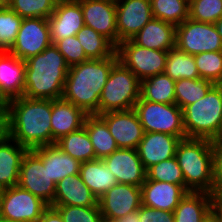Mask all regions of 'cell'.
Instances as JSON below:
<instances>
[{"instance_id": "1", "label": "cell", "mask_w": 222, "mask_h": 222, "mask_svg": "<svg viewBox=\"0 0 222 222\" xmlns=\"http://www.w3.org/2000/svg\"><path fill=\"white\" fill-rule=\"evenodd\" d=\"M9 136L28 150L52 145V99L19 97L7 103Z\"/></svg>"}, {"instance_id": "2", "label": "cell", "mask_w": 222, "mask_h": 222, "mask_svg": "<svg viewBox=\"0 0 222 222\" xmlns=\"http://www.w3.org/2000/svg\"><path fill=\"white\" fill-rule=\"evenodd\" d=\"M119 61L117 52L105 59H88L70 67L62 98L88 115H99L102 89L112 67Z\"/></svg>"}, {"instance_id": "3", "label": "cell", "mask_w": 222, "mask_h": 222, "mask_svg": "<svg viewBox=\"0 0 222 222\" xmlns=\"http://www.w3.org/2000/svg\"><path fill=\"white\" fill-rule=\"evenodd\" d=\"M25 62L24 97L52 100L62 98L70 67L54 44Z\"/></svg>"}, {"instance_id": "4", "label": "cell", "mask_w": 222, "mask_h": 222, "mask_svg": "<svg viewBox=\"0 0 222 222\" xmlns=\"http://www.w3.org/2000/svg\"><path fill=\"white\" fill-rule=\"evenodd\" d=\"M175 157L185 179V191L213 195L212 140L184 138L177 146Z\"/></svg>"}, {"instance_id": "5", "label": "cell", "mask_w": 222, "mask_h": 222, "mask_svg": "<svg viewBox=\"0 0 222 222\" xmlns=\"http://www.w3.org/2000/svg\"><path fill=\"white\" fill-rule=\"evenodd\" d=\"M182 111L186 138L216 139L222 130V84H214Z\"/></svg>"}, {"instance_id": "6", "label": "cell", "mask_w": 222, "mask_h": 222, "mask_svg": "<svg viewBox=\"0 0 222 222\" xmlns=\"http://www.w3.org/2000/svg\"><path fill=\"white\" fill-rule=\"evenodd\" d=\"M141 80L118 61L102 89L99 114L130 110L140 98Z\"/></svg>"}, {"instance_id": "7", "label": "cell", "mask_w": 222, "mask_h": 222, "mask_svg": "<svg viewBox=\"0 0 222 222\" xmlns=\"http://www.w3.org/2000/svg\"><path fill=\"white\" fill-rule=\"evenodd\" d=\"M144 132H162L186 138L183 111L175 103L163 104L138 100L134 105Z\"/></svg>"}, {"instance_id": "8", "label": "cell", "mask_w": 222, "mask_h": 222, "mask_svg": "<svg viewBox=\"0 0 222 222\" xmlns=\"http://www.w3.org/2000/svg\"><path fill=\"white\" fill-rule=\"evenodd\" d=\"M116 52L119 61L141 81L165 71L168 51L144 48L128 39L119 43Z\"/></svg>"}, {"instance_id": "9", "label": "cell", "mask_w": 222, "mask_h": 222, "mask_svg": "<svg viewBox=\"0 0 222 222\" xmlns=\"http://www.w3.org/2000/svg\"><path fill=\"white\" fill-rule=\"evenodd\" d=\"M175 47L190 55L222 51L221 36L214 24L190 18L176 26Z\"/></svg>"}, {"instance_id": "10", "label": "cell", "mask_w": 222, "mask_h": 222, "mask_svg": "<svg viewBox=\"0 0 222 222\" xmlns=\"http://www.w3.org/2000/svg\"><path fill=\"white\" fill-rule=\"evenodd\" d=\"M48 207L42 199L16 185L4 189L1 217L15 222H38Z\"/></svg>"}, {"instance_id": "11", "label": "cell", "mask_w": 222, "mask_h": 222, "mask_svg": "<svg viewBox=\"0 0 222 222\" xmlns=\"http://www.w3.org/2000/svg\"><path fill=\"white\" fill-rule=\"evenodd\" d=\"M17 185L49 206L53 203L56 184L50 178L47 167H44L42 160L32 150H28L23 157Z\"/></svg>"}, {"instance_id": "12", "label": "cell", "mask_w": 222, "mask_h": 222, "mask_svg": "<svg viewBox=\"0 0 222 222\" xmlns=\"http://www.w3.org/2000/svg\"><path fill=\"white\" fill-rule=\"evenodd\" d=\"M51 44L50 28L46 18H23L9 52L25 61L43 52Z\"/></svg>"}, {"instance_id": "13", "label": "cell", "mask_w": 222, "mask_h": 222, "mask_svg": "<svg viewBox=\"0 0 222 222\" xmlns=\"http://www.w3.org/2000/svg\"><path fill=\"white\" fill-rule=\"evenodd\" d=\"M118 45L134 37L152 18L151 0H117Z\"/></svg>"}, {"instance_id": "14", "label": "cell", "mask_w": 222, "mask_h": 222, "mask_svg": "<svg viewBox=\"0 0 222 222\" xmlns=\"http://www.w3.org/2000/svg\"><path fill=\"white\" fill-rule=\"evenodd\" d=\"M78 1L83 11L84 25L105 36L117 47L116 2L114 0Z\"/></svg>"}, {"instance_id": "15", "label": "cell", "mask_w": 222, "mask_h": 222, "mask_svg": "<svg viewBox=\"0 0 222 222\" xmlns=\"http://www.w3.org/2000/svg\"><path fill=\"white\" fill-rule=\"evenodd\" d=\"M98 205L102 216L117 220L141 207V187L117 183L98 199Z\"/></svg>"}, {"instance_id": "16", "label": "cell", "mask_w": 222, "mask_h": 222, "mask_svg": "<svg viewBox=\"0 0 222 222\" xmlns=\"http://www.w3.org/2000/svg\"><path fill=\"white\" fill-rule=\"evenodd\" d=\"M119 148L137 149L143 138V126L134 109L99 114Z\"/></svg>"}, {"instance_id": "17", "label": "cell", "mask_w": 222, "mask_h": 222, "mask_svg": "<svg viewBox=\"0 0 222 222\" xmlns=\"http://www.w3.org/2000/svg\"><path fill=\"white\" fill-rule=\"evenodd\" d=\"M102 160L114 174L118 183L141 187L146 180V169L139 158L137 149L118 148Z\"/></svg>"}, {"instance_id": "18", "label": "cell", "mask_w": 222, "mask_h": 222, "mask_svg": "<svg viewBox=\"0 0 222 222\" xmlns=\"http://www.w3.org/2000/svg\"><path fill=\"white\" fill-rule=\"evenodd\" d=\"M52 44L74 36L84 26L83 11L78 0L59 1L52 15L47 18Z\"/></svg>"}, {"instance_id": "19", "label": "cell", "mask_w": 222, "mask_h": 222, "mask_svg": "<svg viewBox=\"0 0 222 222\" xmlns=\"http://www.w3.org/2000/svg\"><path fill=\"white\" fill-rule=\"evenodd\" d=\"M182 139L162 132H144L138 144L139 158L147 170L154 164L175 157L177 146Z\"/></svg>"}, {"instance_id": "20", "label": "cell", "mask_w": 222, "mask_h": 222, "mask_svg": "<svg viewBox=\"0 0 222 222\" xmlns=\"http://www.w3.org/2000/svg\"><path fill=\"white\" fill-rule=\"evenodd\" d=\"M187 192L177 184L149 180L141 186L142 205L173 212Z\"/></svg>"}, {"instance_id": "21", "label": "cell", "mask_w": 222, "mask_h": 222, "mask_svg": "<svg viewBox=\"0 0 222 222\" xmlns=\"http://www.w3.org/2000/svg\"><path fill=\"white\" fill-rule=\"evenodd\" d=\"M26 62L9 51H0V91L9 102L24 94Z\"/></svg>"}, {"instance_id": "22", "label": "cell", "mask_w": 222, "mask_h": 222, "mask_svg": "<svg viewBox=\"0 0 222 222\" xmlns=\"http://www.w3.org/2000/svg\"><path fill=\"white\" fill-rule=\"evenodd\" d=\"M88 114L63 98L52 100V144L84 126Z\"/></svg>"}, {"instance_id": "23", "label": "cell", "mask_w": 222, "mask_h": 222, "mask_svg": "<svg viewBox=\"0 0 222 222\" xmlns=\"http://www.w3.org/2000/svg\"><path fill=\"white\" fill-rule=\"evenodd\" d=\"M50 206H99L98 198L82 181L80 174L69 175L56 183L55 196Z\"/></svg>"}, {"instance_id": "24", "label": "cell", "mask_w": 222, "mask_h": 222, "mask_svg": "<svg viewBox=\"0 0 222 222\" xmlns=\"http://www.w3.org/2000/svg\"><path fill=\"white\" fill-rule=\"evenodd\" d=\"M176 26L152 18L131 40L144 48L169 51L175 48Z\"/></svg>"}, {"instance_id": "25", "label": "cell", "mask_w": 222, "mask_h": 222, "mask_svg": "<svg viewBox=\"0 0 222 222\" xmlns=\"http://www.w3.org/2000/svg\"><path fill=\"white\" fill-rule=\"evenodd\" d=\"M47 167L50 178L56 183L69 175L79 174L80 164L57 145H45L32 150Z\"/></svg>"}, {"instance_id": "26", "label": "cell", "mask_w": 222, "mask_h": 222, "mask_svg": "<svg viewBox=\"0 0 222 222\" xmlns=\"http://www.w3.org/2000/svg\"><path fill=\"white\" fill-rule=\"evenodd\" d=\"M28 149L21 146L10 136L0 143V187L16 186L24 155Z\"/></svg>"}, {"instance_id": "27", "label": "cell", "mask_w": 222, "mask_h": 222, "mask_svg": "<svg viewBox=\"0 0 222 222\" xmlns=\"http://www.w3.org/2000/svg\"><path fill=\"white\" fill-rule=\"evenodd\" d=\"M215 197L206 192H188L173 211L174 222H203L213 211Z\"/></svg>"}, {"instance_id": "28", "label": "cell", "mask_w": 222, "mask_h": 222, "mask_svg": "<svg viewBox=\"0 0 222 222\" xmlns=\"http://www.w3.org/2000/svg\"><path fill=\"white\" fill-rule=\"evenodd\" d=\"M79 174L85 185L98 199L118 183L102 159L82 162Z\"/></svg>"}, {"instance_id": "29", "label": "cell", "mask_w": 222, "mask_h": 222, "mask_svg": "<svg viewBox=\"0 0 222 222\" xmlns=\"http://www.w3.org/2000/svg\"><path fill=\"white\" fill-rule=\"evenodd\" d=\"M84 127L93 144L95 159H103L119 148L106 122L99 115H88Z\"/></svg>"}, {"instance_id": "30", "label": "cell", "mask_w": 222, "mask_h": 222, "mask_svg": "<svg viewBox=\"0 0 222 222\" xmlns=\"http://www.w3.org/2000/svg\"><path fill=\"white\" fill-rule=\"evenodd\" d=\"M175 81L165 73L151 76L141 81L139 100L154 103H175Z\"/></svg>"}, {"instance_id": "31", "label": "cell", "mask_w": 222, "mask_h": 222, "mask_svg": "<svg viewBox=\"0 0 222 222\" xmlns=\"http://www.w3.org/2000/svg\"><path fill=\"white\" fill-rule=\"evenodd\" d=\"M55 145L81 163L95 160L93 144L84 126L63 136Z\"/></svg>"}, {"instance_id": "32", "label": "cell", "mask_w": 222, "mask_h": 222, "mask_svg": "<svg viewBox=\"0 0 222 222\" xmlns=\"http://www.w3.org/2000/svg\"><path fill=\"white\" fill-rule=\"evenodd\" d=\"M76 37L89 59H105L116 53L117 47L109 39L88 26L84 25Z\"/></svg>"}, {"instance_id": "33", "label": "cell", "mask_w": 222, "mask_h": 222, "mask_svg": "<svg viewBox=\"0 0 222 222\" xmlns=\"http://www.w3.org/2000/svg\"><path fill=\"white\" fill-rule=\"evenodd\" d=\"M164 73L174 81L200 78L194 55L187 54L176 47L168 51Z\"/></svg>"}, {"instance_id": "34", "label": "cell", "mask_w": 222, "mask_h": 222, "mask_svg": "<svg viewBox=\"0 0 222 222\" xmlns=\"http://www.w3.org/2000/svg\"><path fill=\"white\" fill-rule=\"evenodd\" d=\"M213 85L212 81L201 78L175 81V104L183 110L203 98Z\"/></svg>"}, {"instance_id": "35", "label": "cell", "mask_w": 222, "mask_h": 222, "mask_svg": "<svg viewBox=\"0 0 222 222\" xmlns=\"http://www.w3.org/2000/svg\"><path fill=\"white\" fill-rule=\"evenodd\" d=\"M153 18L178 26L189 18V0H151Z\"/></svg>"}, {"instance_id": "36", "label": "cell", "mask_w": 222, "mask_h": 222, "mask_svg": "<svg viewBox=\"0 0 222 222\" xmlns=\"http://www.w3.org/2000/svg\"><path fill=\"white\" fill-rule=\"evenodd\" d=\"M57 0H5V4L21 18H49Z\"/></svg>"}, {"instance_id": "37", "label": "cell", "mask_w": 222, "mask_h": 222, "mask_svg": "<svg viewBox=\"0 0 222 222\" xmlns=\"http://www.w3.org/2000/svg\"><path fill=\"white\" fill-rule=\"evenodd\" d=\"M149 180L180 185L185 190V179L176 157L154 164L146 170Z\"/></svg>"}, {"instance_id": "38", "label": "cell", "mask_w": 222, "mask_h": 222, "mask_svg": "<svg viewBox=\"0 0 222 222\" xmlns=\"http://www.w3.org/2000/svg\"><path fill=\"white\" fill-rule=\"evenodd\" d=\"M23 18L6 4L0 9V51H9L14 44Z\"/></svg>"}, {"instance_id": "39", "label": "cell", "mask_w": 222, "mask_h": 222, "mask_svg": "<svg viewBox=\"0 0 222 222\" xmlns=\"http://www.w3.org/2000/svg\"><path fill=\"white\" fill-rule=\"evenodd\" d=\"M194 59L201 79L222 84V51L198 53Z\"/></svg>"}, {"instance_id": "40", "label": "cell", "mask_w": 222, "mask_h": 222, "mask_svg": "<svg viewBox=\"0 0 222 222\" xmlns=\"http://www.w3.org/2000/svg\"><path fill=\"white\" fill-rule=\"evenodd\" d=\"M222 17V0H189V18L214 24Z\"/></svg>"}, {"instance_id": "41", "label": "cell", "mask_w": 222, "mask_h": 222, "mask_svg": "<svg viewBox=\"0 0 222 222\" xmlns=\"http://www.w3.org/2000/svg\"><path fill=\"white\" fill-rule=\"evenodd\" d=\"M61 215L64 222H100L102 214L99 206H51Z\"/></svg>"}, {"instance_id": "42", "label": "cell", "mask_w": 222, "mask_h": 222, "mask_svg": "<svg viewBox=\"0 0 222 222\" xmlns=\"http://www.w3.org/2000/svg\"><path fill=\"white\" fill-rule=\"evenodd\" d=\"M54 45L63 55L69 67L80 64L89 59L76 35L58 40Z\"/></svg>"}, {"instance_id": "43", "label": "cell", "mask_w": 222, "mask_h": 222, "mask_svg": "<svg viewBox=\"0 0 222 222\" xmlns=\"http://www.w3.org/2000/svg\"><path fill=\"white\" fill-rule=\"evenodd\" d=\"M213 156V196L222 199V144L212 140Z\"/></svg>"}, {"instance_id": "44", "label": "cell", "mask_w": 222, "mask_h": 222, "mask_svg": "<svg viewBox=\"0 0 222 222\" xmlns=\"http://www.w3.org/2000/svg\"><path fill=\"white\" fill-rule=\"evenodd\" d=\"M140 222H174V213L150 208L144 205L138 209Z\"/></svg>"}, {"instance_id": "45", "label": "cell", "mask_w": 222, "mask_h": 222, "mask_svg": "<svg viewBox=\"0 0 222 222\" xmlns=\"http://www.w3.org/2000/svg\"><path fill=\"white\" fill-rule=\"evenodd\" d=\"M9 137L8 113L7 109H0V143Z\"/></svg>"}, {"instance_id": "46", "label": "cell", "mask_w": 222, "mask_h": 222, "mask_svg": "<svg viewBox=\"0 0 222 222\" xmlns=\"http://www.w3.org/2000/svg\"><path fill=\"white\" fill-rule=\"evenodd\" d=\"M38 222H64L60 213L53 207L49 206L41 215Z\"/></svg>"}, {"instance_id": "47", "label": "cell", "mask_w": 222, "mask_h": 222, "mask_svg": "<svg viewBox=\"0 0 222 222\" xmlns=\"http://www.w3.org/2000/svg\"><path fill=\"white\" fill-rule=\"evenodd\" d=\"M118 222H140L138 210L126 214L125 216L117 219Z\"/></svg>"}, {"instance_id": "48", "label": "cell", "mask_w": 222, "mask_h": 222, "mask_svg": "<svg viewBox=\"0 0 222 222\" xmlns=\"http://www.w3.org/2000/svg\"><path fill=\"white\" fill-rule=\"evenodd\" d=\"M213 212L217 215L219 221L222 222V199L214 200Z\"/></svg>"}, {"instance_id": "49", "label": "cell", "mask_w": 222, "mask_h": 222, "mask_svg": "<svg viewBox=\"0 0 222 222\" xmlns=\"http://www.w3.org/2000/svg\"><path fill=\"white\" fill-rule=\"evenodd\" d=\"M203 222H220L217 215L212 211Z\"/></svg>"}, {"instance_id": "50", "label": "cell", "mask_w": 222, "mask_h": 222, "mask_svg": "<svg viewBox=\"0 0 222 222\" xmlns=\"http://www.w3.org/2000/svg\"><path fill=\"white\" fill-rule=\"evenodd\" d=\"M216 29H217V32L219 33V35L221 36V40H222V17L216 21L214 23Z\"/></svg>"}, {"instance_id": "51", "label": "cell", "mask_w": 222, "mask_h": 222, "mask_svg": "<svg viewBox=\"0 0 222 222\" xmlns=\"http://www.w3.org/2000/svg\"><path fill=\"white\" fill-rule=\"evenodd\" d=\"M7 103L8 101L1 95V91H0V109L6 108Z\"/></svg>"}, {"instance_id": "52", "label": "cell", "mask_w": 222, "mask_h": 222, "mask_svg": "<svg viewBox=\"0 0 222 222\" xmlns=\"http://www.w3.org/2000/svg\"><path fill=\"white\" fill-rule=\"evenodd\" d=\"M3 193H4V189L0 187V218H1V212H2Z\"/></svg>"}, {"instance_id": "53", "label": "cell", "mask_w": 222, "mask_h": 222, "mask_svg": "<svg viewBox=\"0 0 222 222\" xmlns=\"http://www.w3.org/2000/svg\"><path fill=\"white\" fill-rule=\"evenodd\" d=\"M100 222H118L116 219H111L105 216H102Z\"/></svg>"}, {"instance_id": "54", "label": "cell", "mask_w": 222, "mask_h": 222, "mask_svg": "<svg viewBox=\"0 0 222 222\" xmlns=\"http://www.w3.org/2000/svg\"><path fill=\"white\" fill-rule=\"evenodd\" d=\"M216 140L222 144V130H221L219 136L216 138Z\"/></svg>"}, {"instance_id": "55", "label": "cell", "mask_w": 222, "mask_h": 222, "mask_svg": "<svg viewBox=\"0 0 222 222\" xmlns=\"http://www.w3.org/2000/svg\"><path fill=\"white\" fill-rule=\"evenodd\" d=\"M0 222H15V221H11V220H8V219H4V218H0Z\"/></svg>"}, {"instance_id": "56", "label": "cell", "mask_w": 222, "mask_h": 222, "mask_svg": "<svg viewBox=\"0 0 222 222\" xmlns=\"http://www.w3.org/2000/svg\"><path fill=\"white\" fill-rule=\"evenodd\" d=\"M5 5V0H0V9Z\"/></svg>"}, {"instance_id": "57", "label": "cell", "mask_w": 222, "mask_h": 222, "mask_svg": "<svg viewBox=\"0 0 222 222\" xmlns=\"http://www.w3.org/2000/svg\"><path fill=\"white\" fill-rule=\"evenodd\" d=\"M57 1L59 2V1H75V0H57Z\"/></svg>"}]
</instances>
